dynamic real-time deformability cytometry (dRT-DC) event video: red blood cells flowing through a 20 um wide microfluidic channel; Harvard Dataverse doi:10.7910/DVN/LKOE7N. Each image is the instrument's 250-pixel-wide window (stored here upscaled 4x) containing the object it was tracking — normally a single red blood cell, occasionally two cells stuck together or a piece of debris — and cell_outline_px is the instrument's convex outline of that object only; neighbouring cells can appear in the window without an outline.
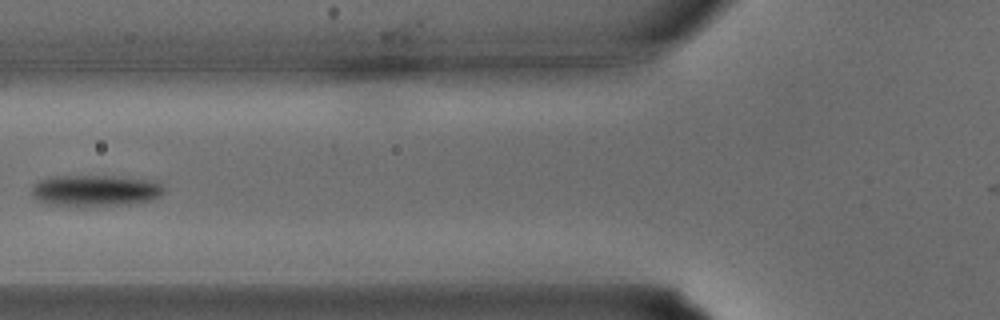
{"species": "common noctule bat (a hibernating species)", "species_latin": "Nyctalus noctula", "temperature_condition": "warm", "stored_images_in_passage": 22, "camera_frame_rate_fps": 3000, "um_per_image_px": 0.085, "animal": {"sex": "male", "body_mass_g": 15.6}, "frame": {"image": 1, "passage_image": 4, "time_ms": 1.0, "image_size_px": [1000, 320], "cell_outline_px": [[164, 192], [156, 200], [132, 204], [76, 208], [44, 204], [36, 200], [32, 196], [32, 188], [40, 180], [52, 176], [112, 176], [156, 180], [164, 188]], "centroid_in_image_um": [8.11, 16.24], "position_along_channel_um": 117.7, "area_um2": 25.14}}
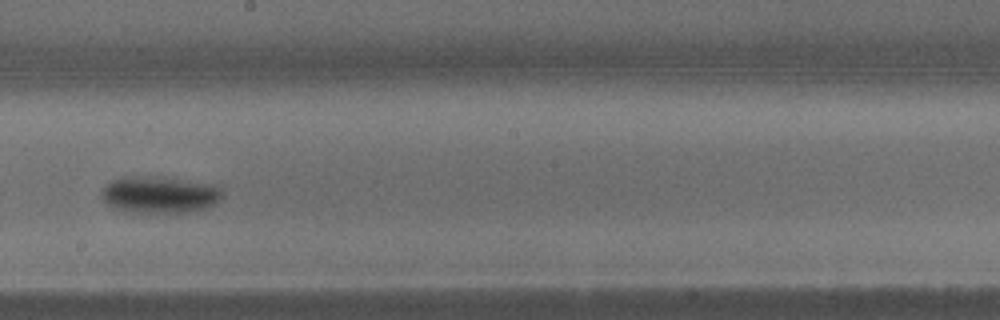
{"frame": {"image": 2, "passage_image": 10, "time_ms": 3.0, "image_size_px": [1000, 320], "cell_outline_px": [[224, 196], [208, 208], [188, 212], [124, 212], [108, 204], [100, 196], [100, 192], [112, 180], [124, 176], [160, 176], [220, 184]], "centroid_in_image_um": [13.62, 16.52], "position_along_channel_um": 234.6, "area_um2": 26.47}}
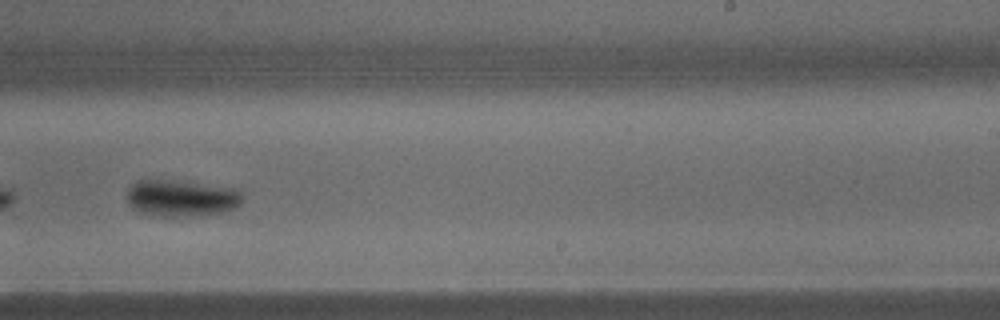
{"frame": {"image": 3, "passage_image": 12, "time_ms": 3.667, "image_size_px": [1000, 320], "cell_outline_px": [[244, 200], [236, 208], [224, 212], [196, 216], [152, 216], [140, 212], [132, 208], [128, 204], [124, 196], [124, 192], [136, 180], [164, 180], [236, 188], [240, 192]], "centroid_in_image_um": [15.36, 16.86], "position_along_channel_um": 273.6, "area_um2": 24.97}}